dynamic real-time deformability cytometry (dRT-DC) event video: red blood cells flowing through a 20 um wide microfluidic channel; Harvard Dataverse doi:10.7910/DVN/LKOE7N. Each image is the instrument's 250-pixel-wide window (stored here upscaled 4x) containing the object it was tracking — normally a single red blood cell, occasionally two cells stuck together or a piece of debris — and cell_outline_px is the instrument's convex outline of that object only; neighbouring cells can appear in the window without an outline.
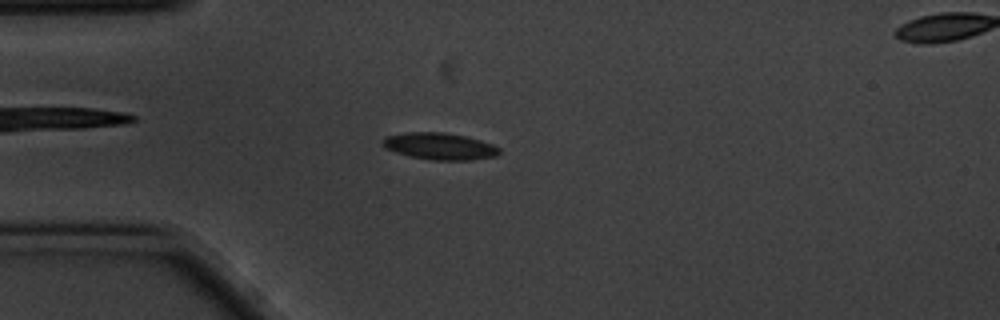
{"species": "common noctule bat (a hibernating species)", "species_latin": "Nyctalus noctula", "temperature_condition": "cold", "stored_images_in_passage": 56, "camera_frame_rate_fps": 3000, "um_per_image_px": 0.085, "animal": {"sex": "male", "body_mass_g": 20.1, "forearm_length_mm": 53.5}, "frame": {"image": 1, "passage_image": 14, "time_ms": 4.333, "image_size_px": [1000, 320], "cell_outline_px": [[500, 152], [496, 156], [468, 160], [432, 160], [408, 156], [384, 148], [380, 140], [384, 136], [408, 132], [444, 132], [464, 136], [480, 140], [492, 144], [500, 148]], "centroid_in_image_um": [37.32, 12.43], "position_along_channel_um": 47.7, "area_um2": 18.32}}
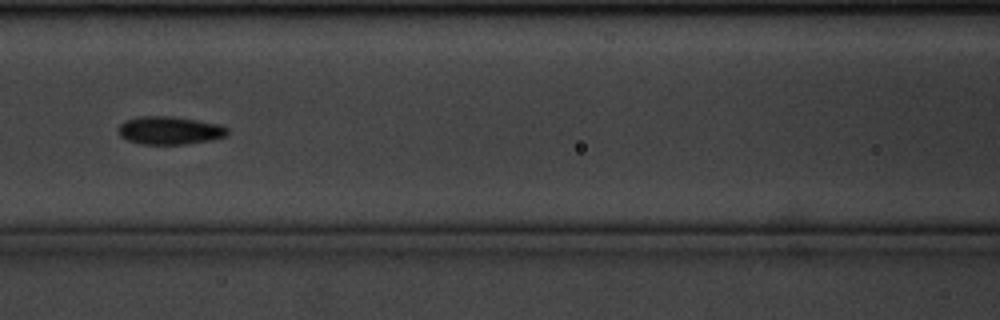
{"frame": {"image": 2, "passage_image": 24, "time_ms": 7.667, "image_size_px": [1000, 320], "cell_outline_px": [[228, 136], [212, 140], [184, 144], [140, 144], [128, 140], [120, 136], [120, 124], [124, 120], [140, 116], [172, 116], [220, 124], [228, 128]], "centroid_in_image_um": [14.45, 11.08], "position_along_channel_um": 152.1, "area_um2": 17.86}}
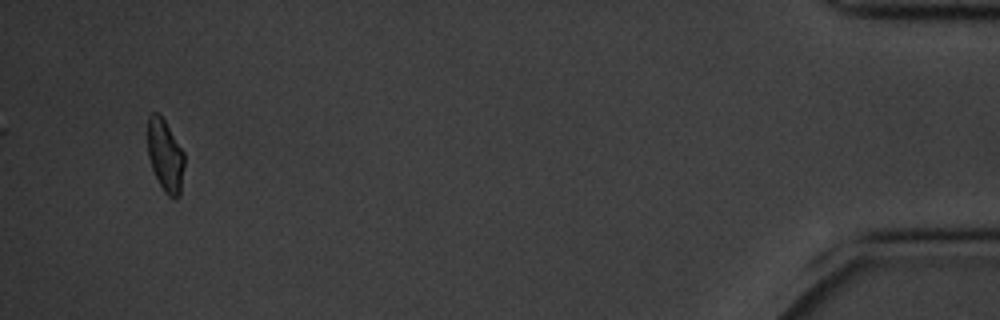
{"frame": {"image": 3, "passage_image": 54, "time_ms": 17.667, "image_size_px": [1000, 320], "cell_outline_px": [[184, 164], [180, 196], [176, 200], [168, 196], [164, 192], [152, 168], [148, 156], [148, 116], [152, 112], [160, 112], [184, 152]], "centroid_in_image_um": [14.05, 13.22], "position_along_channel_um": 421.1, "area_um2": 15.61}, "authors_computed_cell_mechanics": {"area_um2": 16.9354, "velocity_mm_per_s": 3.4798, "shape_relaxation_time_tau1_ms": 2.8714, "shape_relaxation_time_tau2_ms": 2.9524, "deformation_change_tau1": 0.0848, "deformation_change_tau2": 0.0821}}